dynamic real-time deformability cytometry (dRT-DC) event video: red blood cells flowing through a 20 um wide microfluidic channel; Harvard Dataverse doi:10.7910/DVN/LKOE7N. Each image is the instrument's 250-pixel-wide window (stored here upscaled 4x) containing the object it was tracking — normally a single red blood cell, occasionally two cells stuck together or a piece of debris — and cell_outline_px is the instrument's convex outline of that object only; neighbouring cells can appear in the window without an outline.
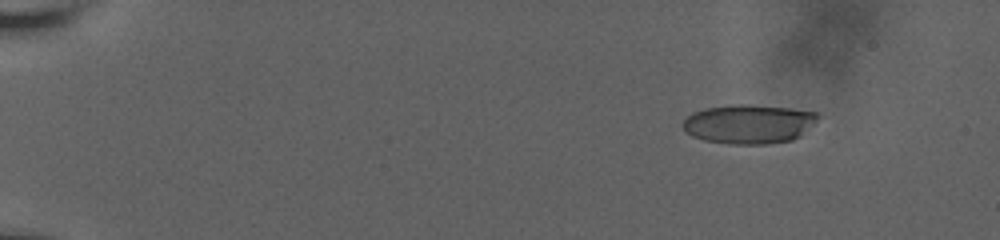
{"species": "human", "species_latin": "Homo sapiens", "temperature_condition": "room temperature", "stored_images_in_passage": 28, "camera_frame_rate_fps": 3000, "um_per_image_px": 0.085, "donor": {"sex": "male"}, "frame": {"image": 1, "passage_image": 11, "time_ms": 2.0, "image_size_px": [1000, 240], "cell_outline_px": [[820, 116], [800, 136], [792, 140], [764, 144], [728, 144], [704, 140], [692, 136], [680, 124], [692, 112], [704, 108], [732, 104], [752, 104], [788, 108], [816, 112]], "centroid_in_image_um": [63.62, 10.53], "position_along_channel_um": 21.4, "area_um2": 30.87}}
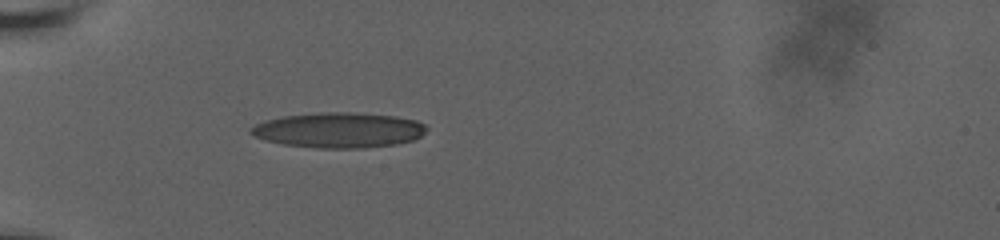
{"frame": {"image": 2, "passage_image": 26, "time_ms": 6.333, "image_size_px": [1000, 240], "cell_outline_px": [[428, 128], [420, 136], [412, 140], [396, 144], [364, 148], [316, 148], [284, 144], [268, 140], [256, 136], [248, 132], [248, 128], [256, 124], [280, 116], [320, 112], [348, 112], [396, 116], [416, 120], [424, 124]], "centroid_in_image_um": [28.8, 11.05], "position_along_channel_um": 56.2, "area_um2": 36.01}}